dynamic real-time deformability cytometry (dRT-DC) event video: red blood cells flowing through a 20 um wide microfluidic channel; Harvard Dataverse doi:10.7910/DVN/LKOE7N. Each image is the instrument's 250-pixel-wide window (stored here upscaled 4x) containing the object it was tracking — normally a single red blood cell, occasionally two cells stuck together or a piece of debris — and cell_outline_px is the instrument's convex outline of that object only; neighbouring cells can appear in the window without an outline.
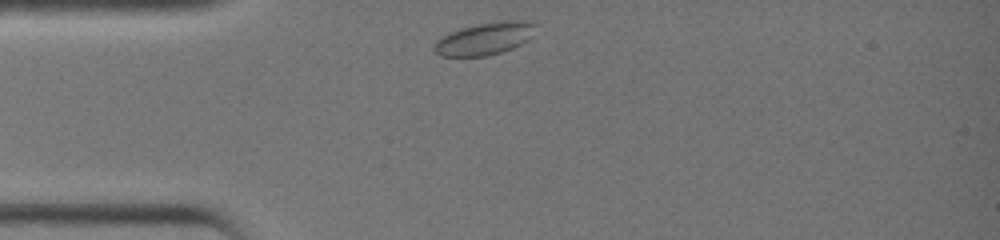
{"species": "common noctule bat (a hibernating species)", "species_latin": "Nyctalus noctula", "temperature_condition": "warm", "stored_images_in_passage": 25, "camera_frame_rate_fps": 3000, "um_per_image_px": 0.085, "animal": {"sex": "female", "body_mass_g": 19.0, "forearm_length_mm": 51.5}, "frame": {"image": 1, "passage_image": 1, "time_ms": 0.0, "image_size_px": [1000, 240], "cell_outline_px": [[536, 24], [532, 36], [528, 40], [512, 48], [488, 56], [440, 56], [432, 48], [436, 40], [460, 28], [500, 20], [532, 20]], "centroid_in_image_um": [41.23, 3.27], "position_along_channel_um": 43.8, "area_um2": 19.13}}
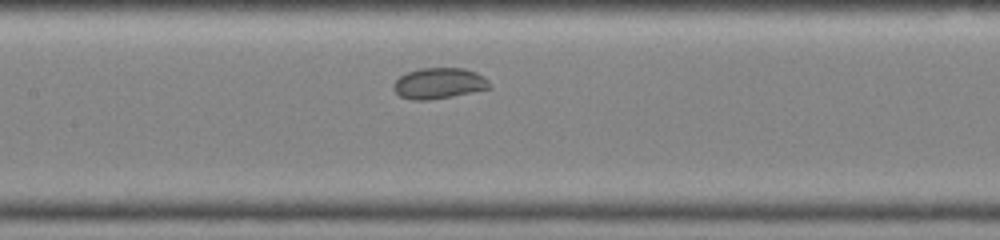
{"frame": {"image": 2, "passage_image": 10, "time_ms": 3.0, "image_size_px": [1000, 240], "cell_outline_px": [[492, 88], [452, 96], [428, 100], [412, 100], [400, 96], [392, 88], [392, 84], [400, 76], [408, 72], [420, 68], [464, 68], [476, 72], [484, 76], [488, 80]], "centroid_in_image_um": [37.31, 7.08], "position_along_channel_um": 170.1, "area_um2": 17.34}}
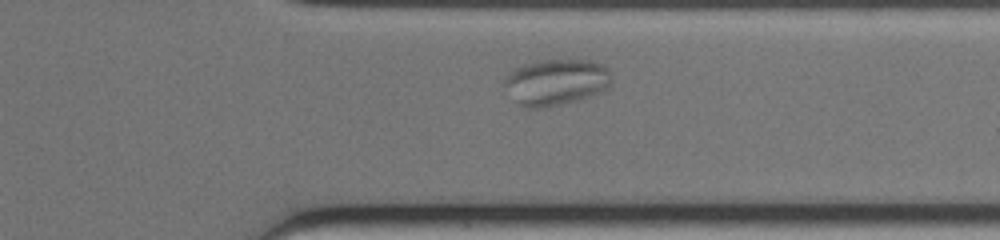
{"frame": {"image": 3, "passage_image": 22, "time_ms": 7.0, "image_size_px": [1000, 240], "cell_outline_px": [[612, 84], [604, 92], [580, 100], [544, 108], [520, 108], [504, 84], [504, 80], [508, 72], [524, 64], [536, 60], [588, 60], [600, 64], [608, 68], [612, 76]], "centroid_in_image_um": [47.3, 6.99], "position_along_channel_um": 364.1, "area_um2": 29.36}}